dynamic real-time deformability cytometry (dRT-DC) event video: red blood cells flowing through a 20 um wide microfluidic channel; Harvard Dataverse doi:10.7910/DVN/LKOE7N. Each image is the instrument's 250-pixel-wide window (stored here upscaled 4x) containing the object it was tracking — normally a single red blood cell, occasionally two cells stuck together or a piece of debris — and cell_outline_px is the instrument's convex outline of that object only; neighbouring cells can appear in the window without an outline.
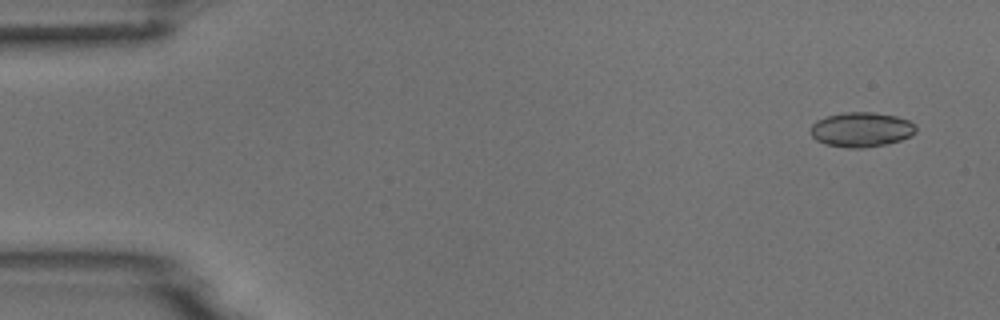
{"species": "common noctule bat (a hibernating species)", "species_latin": "Nyctalus noctula", "temperature_condition": "room temperature", "stored_images_in_passage": 4, "camera_frame_rate_fps": 3000, "um_per_image_px": 0.085, "animal": {"sex": "male", "body_mass_g": 18.8}, "frame": {"image": 1, "passage_image": 1, "time_ms": 0.0, "image_size_px": [1000, 320], "cell_outline_px": [[916, 132], [912, 136], [888, 144], [864, 148], [848, 148], [824, 144], [816, 140], [812, 136], [812, 124], [816, 120], [828, 116], [844, 112], [876, 112], [896, 116], [908, 120], [916, 124]], "centroid_in_image_um": [73.25, 11.02], "position_along_channel_um": 11.8, "area_um2": 21.5}}
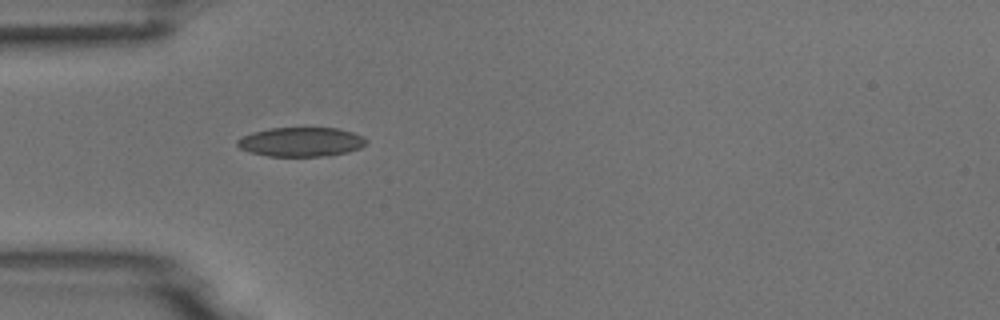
{"frame": {"image": 2, "passage_image": 4, "time_ms": 1.0, "image_size_px": [1000, 320], "cell_outline_px": [[368, 140], [360, 148], [348, 152], [328, 156], [268, 156], [252, 152], [240, 148], [236, 144], [236, 140], [252, 132], [268, 128], [336, 128], [352, 132], [364, 136]], "centroid_in_image_um": [25.6, 12.06], "position_along_channel_um": 59.4, "area_um2": 21.96}}